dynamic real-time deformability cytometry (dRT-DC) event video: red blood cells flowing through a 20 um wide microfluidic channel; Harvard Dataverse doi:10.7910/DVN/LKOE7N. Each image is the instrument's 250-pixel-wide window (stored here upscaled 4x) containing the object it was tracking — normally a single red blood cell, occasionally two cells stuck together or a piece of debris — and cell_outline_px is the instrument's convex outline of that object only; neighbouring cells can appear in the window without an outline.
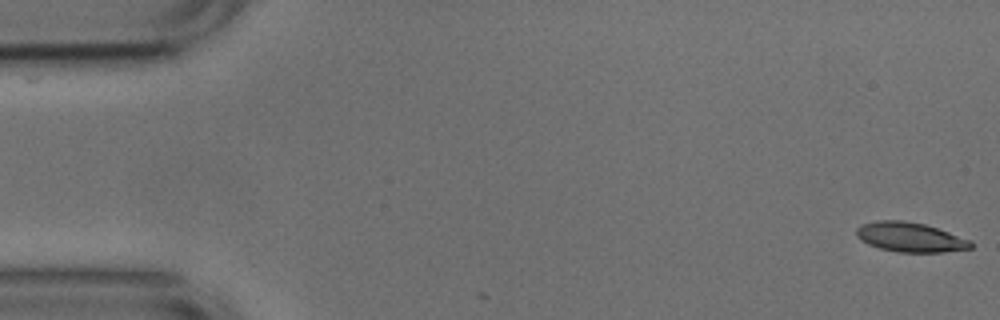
{"species": "common noctule bat (a hibernating species)", "species_latin": "Nyctalus noctula", "temperature_condition": "cold", "stored_images_in_passage": 54, "camera_frame_rate_fps": 3000, "um_per_image_px": 0.085, "animal": {"sex": "male", "body_mass_g": 17.9, "forearm_length_mm": 54.2}, "frame": {"image": 1, "passage_image": 1, "time_ms": 0.0, "image_size_px": [1000, 320], "cell_outline_px": [[972, 248], [944, 252], [900, 252], [880, 248], [868, 244], [860, 240], [856, 236], [856, 228], [864, 224], [880, 220], [904, 220], [924, 224], [972, 240]], "centroid_in_image_um": [77.37, 20.16], "position_along_channel_um": 7.6, "area_um2": 19.59}}
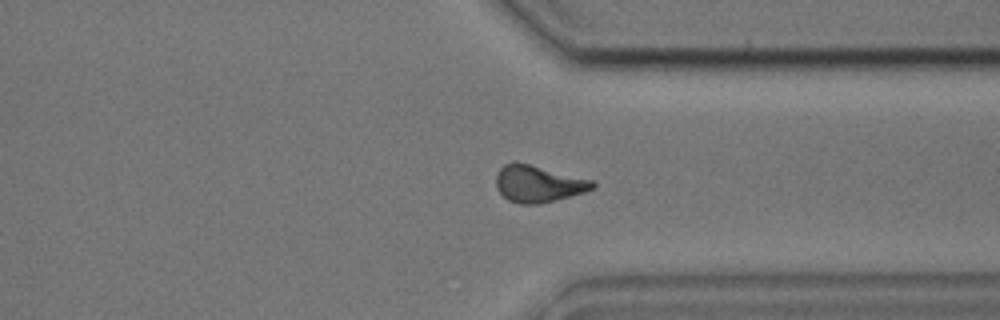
{"frame": {"image": 2, "passage_image": 40, "time_ms": 13.0, "image_size_px": [1000, 320], "cell_outline_px": [[596, 184], [592, 188], [584, 192], [536, 204], [520, 204], [508, 200], [496, 188], [496, 176], [500, 168], [504, 164], [528, 164], [596, 180]], "centroid_in_image_um": [45.76, 15.63], "position_along_channel_um": 365.6, "area_um2": 20.23}}
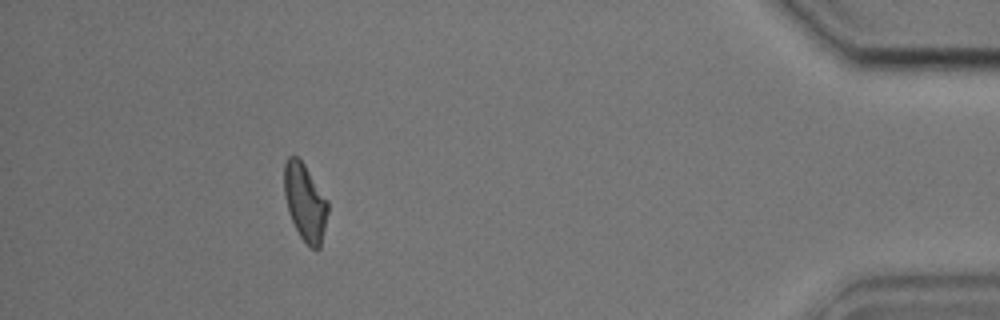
{"frame": {"image": 3, "passage_image": 48, "time_ms": 15.667, "image_size_px": [1000, 320], "cell_outline_px": [[328, 212], [320, 248], [312, 248], [300, 236], [288, 212], [284, 196], [284, 164], [288, 156], [296, 156], [304, 164], [328, 200]], "centroid_in_image_um": [25.92, 17.16], "position_along_channel_um": 409.3, "area_um2": 19.48}, "authors_computed_cell_mechanics": {"area_um2": 19.8832, "velocity_mm_per_s": 3.767, "shape_relaxation_time_tau1_ms": 2.7483, "shape_relaxation_time_tau2_ms": 7.5032, "deformation_change_tau1": 0.128, "deformation_change_tau2": 0.1574}}